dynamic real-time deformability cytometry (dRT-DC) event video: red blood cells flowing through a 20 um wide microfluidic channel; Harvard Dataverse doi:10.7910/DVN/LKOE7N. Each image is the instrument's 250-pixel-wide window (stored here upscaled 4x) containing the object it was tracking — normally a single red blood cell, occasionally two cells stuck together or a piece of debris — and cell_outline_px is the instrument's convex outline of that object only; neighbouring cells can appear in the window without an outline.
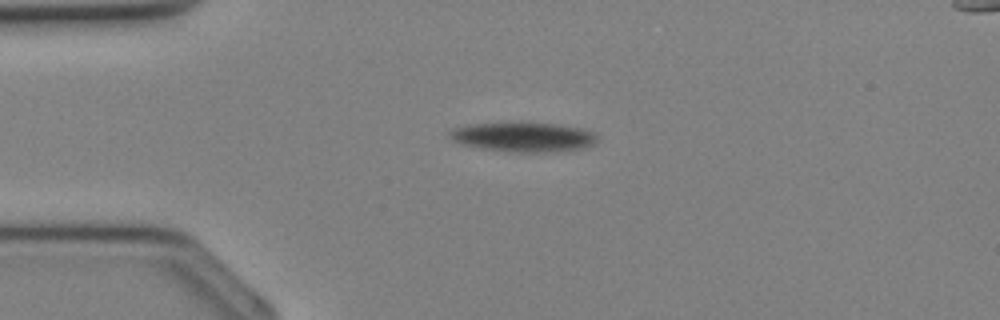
{"species": "Egyptian fruit bat (a non-hibernating species)", "species_latin": "Rousettus aegyptiacus", "temperature_condition": "cold", "stored_images_in_passage": 33, "segment_of_instrument_passage": [1, 2], "camera_frame_rate_fps": 3000, "um_per_image_px": 0.085, "animal": {"sex": "female"}, "frame": {"image": 1, "passage_image": 3, "time_ms": 0.667, "image_size_px": [1000, 320], "cell_outline_px": [[596, 140], [592, 144], [580, 148], [552, 152], [516, 152], [480, 148], [464, 144], [452, 140], [448, 136], [448, 132], [452, 128], [468, 124], [556, 124], [584, 128], [596, 132]], "centroid_in_image_um": [44.48, 11.65], "position_along_channel_um": 40.5, "area_um2": 24.91}}
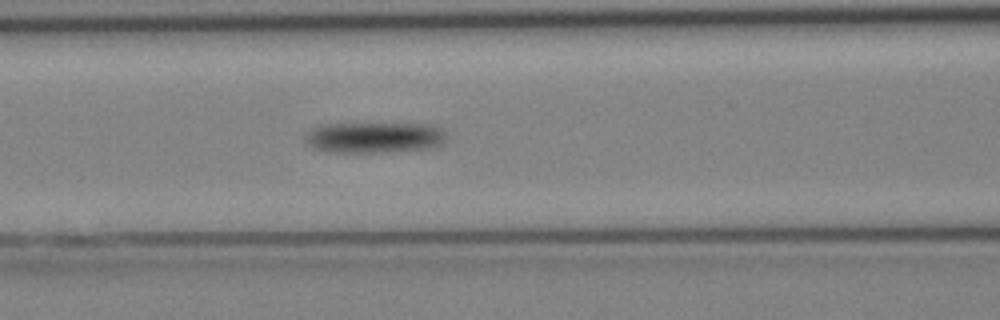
{"frame": {"image": 2, "passage_image": 10, "time_ms": 3.0, "image_size_px": [1000, 320], "cell_outline_px": [[444, 140], [440, 144], [428, 148], [388, 152], [336, 152], [312, 148], [304, 140], [304, 136], [312, 128], [320, 124], [428, 124], [440, 128], [444, 132]], "centroid_in_image_um": [31.76, 11.68], "position_along_channel_um": 134.8, "area_um2": 25.2}}
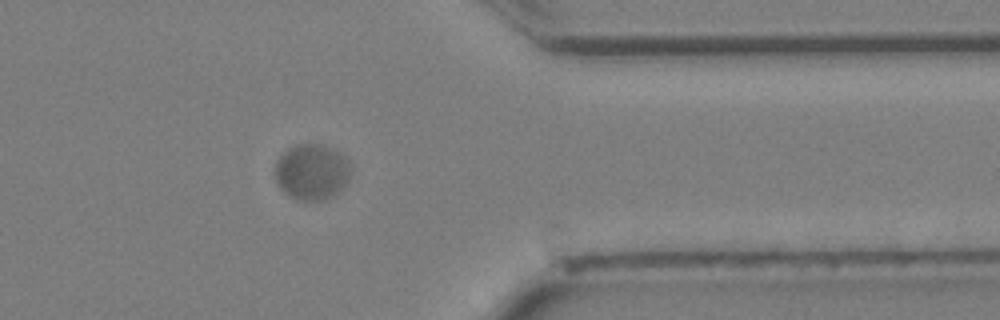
{"frame": {"image": 3, "passage_image": 25, "time_ms": 8.0, "image_size_px": [1000, 320], "cell_outline_px": [[352, 168], [348, 180], [332, 196], [320, 200], [300, 200], [284, 192], [280, 188], [276, 180], [276, 160], [288, 148], [296, 144], [324, 144], [340, 152], [344, 156]], "centroid_in_image_um": [26.51, 14.58], "position_along_channel_um": 384.9, "area_um2": 24.45}}